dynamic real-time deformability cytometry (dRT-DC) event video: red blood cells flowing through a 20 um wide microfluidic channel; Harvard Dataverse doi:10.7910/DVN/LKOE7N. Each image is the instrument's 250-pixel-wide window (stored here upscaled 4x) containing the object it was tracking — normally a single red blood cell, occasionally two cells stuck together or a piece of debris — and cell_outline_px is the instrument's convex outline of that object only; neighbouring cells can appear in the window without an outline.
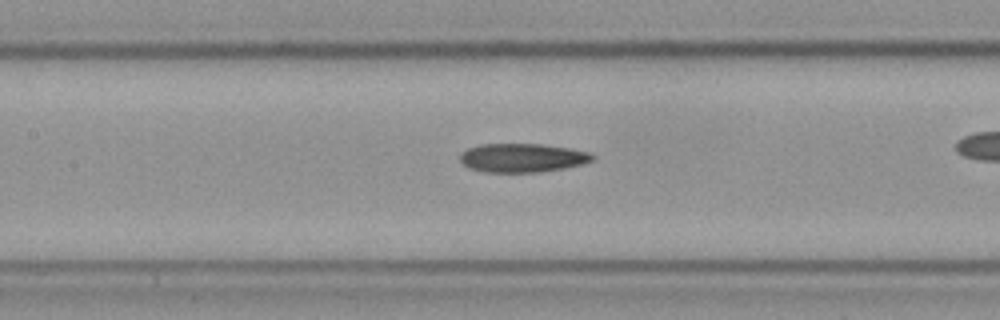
{"species": "Egyptian fruit bat (a non-hibernating species)", "species_latin": "Rousettus aegyptiacus", "temperature_condition": "cold", "stored_images_in_passage": 36, "camera_frame_rate_fps": 3000, "um_per_image_px": 0.085, "frame": {"image": 1, "passage_image": 16, "time_ms": 5.0, "image_size_px": [1000, 320], "cell_outline_px": [[596, 160], [584, 164], [564, 168], [536, 172], [484, 172], [468, 168], [460, 160], [460, 152], [468, 148], [480, 144], [544, 144], [568, 148], [588, 152], [596, 156]], "centroid_in_image_um": [44.41, 13.41], "position_along_channel_um": 163.0, "area_um2": 22.37}}